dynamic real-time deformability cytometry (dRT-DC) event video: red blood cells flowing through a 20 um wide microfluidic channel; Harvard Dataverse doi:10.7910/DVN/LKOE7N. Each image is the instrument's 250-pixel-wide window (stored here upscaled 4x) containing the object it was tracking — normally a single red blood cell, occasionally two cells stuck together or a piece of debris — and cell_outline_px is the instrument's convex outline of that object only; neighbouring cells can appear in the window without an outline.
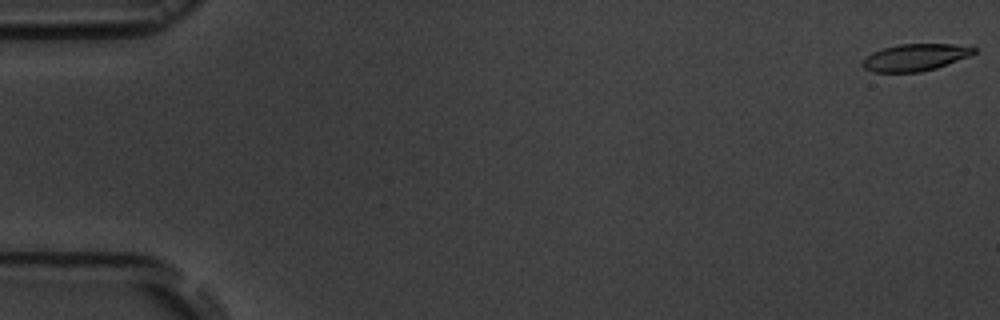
{"species": "common noctule bat (a hibernating species)", "species_latin": "Nyctalus noctula", "temperature_condition": "room temperature", "stored_images_in_passage": 8, "camera_frame_rate_fps": 3000, "um_per_image_px": 0.085, "animal": {"sex": "male", "body_mass_g": 19.5, "forearm_length_mm": 54.6}, "frame": {"image": 1, "passage_image": 1, "time_ms": 0.0, "image_size_px": [1000, 320], "cell_outline_px": [[976, 52], [968, 56], [936, 68], [920, 72], [872, 72], [864, 68], [860, 64], [872, 52], [884, 48], [900, 44], [972, 44], [976, 48]], "centroid_in_image_um": [77.83, 4.86], "position_along_channel_um": 7.2, "area_um2": 17.57}}
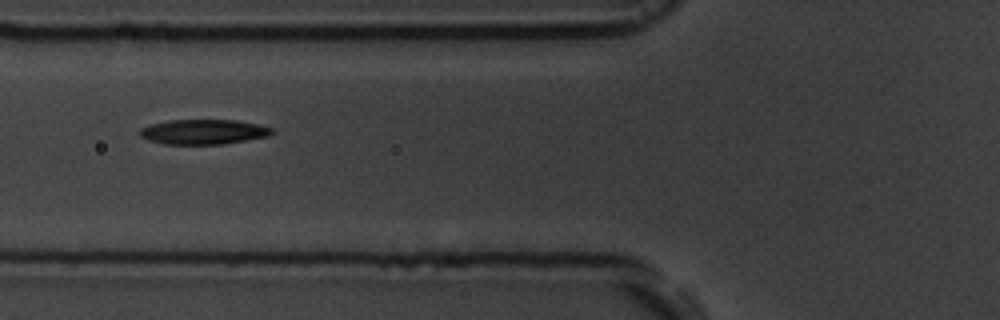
{"frame": {"image": 2, "passage_image": 6, "time_ms": 7.0, "image_size_px": [1000, 320], "cell_outline_px": [[276, 132], [268, 136], [224, 144], [164, 144], [148, 140], [140, 136], [140, 128], [152, 124], [168, 120], [236, 120], [256, 124], [272, 128]], "centroid_in_image_um": [17.3, 11.21], "position_along_channel_um": 108.5, "area_um2": 19.13}}
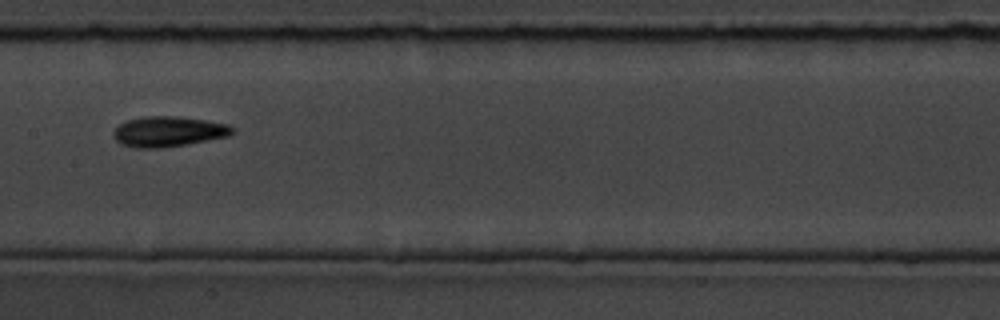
{"frame": {"image": 3, "passage_image": 8, "time_ms": 9.333, "image_size_px": [1000, 320], "cell_outline_px": [[236, 132], [228, 136], [188, 144], [164, 148], [136, 148], [120, 144], [112, 136], [112, 132], [120, 124], [128, 120], [144, 116], [176, 116], [204, 120], [228, 124], [236, 128]], "centroid_in_image_um": [14.32, 11.19], "position_along_channel_um": 193.1, "area_um2": 21.21}}